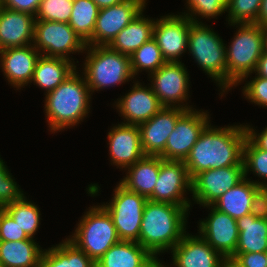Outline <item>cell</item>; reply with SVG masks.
I'll use <instances>...</instances> for the list:
<instances>
[{
	"label": "cell",
	"instance_id": "obj_1",
	"mask_svg": "<svg viewBox=\"0 0 267 267\" xmlns=\"http://www.w3.org/2000/svg\"><path fill=\"white\" fill-rule=\"evenodd\" d=\"M210 122L183 161L191 180L200 172L244 165L243 146L247 139L245 125L218 127Z\"/></svg>",
	"mask_w": 267,
	"mask_h": 267
},
{
	"label": "cell",
	"instance_id": "obj_2",
	"mask_svg": "<svg viewBox=\"0 0 267 267\" xmlns=\"http://www.w3.org/2000/svg\"><path fill=\"white\" fill-rule=\"evenodd\" d=\"M189 214L190 211L183 206L147 200L142 216L139 244L153 257L168 253L187 232Z\"/></svg>",
	"mask_w": 267,
	"mask_h": 267
},
{
	"label": "cell",
	"instance_id": "obj_3",
	"mask_svg": "<svg viewBox=\"0 0 267 267\" xmlns=\"http://www.w3.org/2000/svg\"><path fill=\"white\" fill-rule=\"evenodd\" d=\"M90 99L85 78L76 69L56 89L45 94V119L50 132L55 134L81 124L89 115Z\"/></svg>",
	"mask_w": 267,
	"mask_h": 267
},
{
	"label": "cell",
	"instance_id": "obj_4",
	"mask_svg": "<svg viewBox=\"0 0 267 267\" xmlns=\"http://www.w3.org/2000/svg\"><path fill=\"white\" fill-rule=\"evenodd\" d=\"M236 33L229 45L225 44L227 92L241 80H248L254 73L258 61L263 53V32L260 25L229 24Z\"/></svg>",
	"mask_w": 267,
	"mask_h": 267
},
{
	"label": "cell",
	"instance_id": "obj_5",
	"mask_svg": "<svg viewBox=\"0 0 267 267\" xmlns=\"http://www.w3.org/2000/svg\"><path fill=\"white\" fill-rule=\"evenodd\" d=\"M84 53L82 75L89 87L91 95L95 91L109 89L132 82L136 79L131 70L130 57L123 55L109 46L87 45Z\"/></svg>",
	"mask_w": 267,
	"mask_h": 267
},
{
	"label": "cell",
	"instance_id": "obj_6",
	"mask_svg": "<svg viewBox=\"0 0 267 267\" xmlns=\"http://www.w3.org/2000/svg\"><path fill=\"white\" fill-rule=\"evenodd\" d=\"M210 26L191 22L187 51L201 70L215 81L222 97L227 93L225 43Z\"/></svg>",
	"mask_w": 267,
	"mask_h": 267
},
{
	"label": "cell",
	"instance_id": "obj_7",
	"mask_svg": "<svg viewBox=\"0 0 267 267\" xmlns=\"http://www.w3.org/2000/svg\"><path fill=\"white\" fill-rule=\"evenodd\" d=\"M88 208L67 238L96 262L121 240L111 216L101 205Z\"/></svg>",
	"mask_w": 267,
	"mask_h": 267
},
{
	"label": "cell",
	"instance_id": "obj_8",
	"mask_svg": "<svg viewBox=\"0 0 267 267\" xmlns=\"http://www.w3.org/2000/svg\"><path fill=\"white\" fill-rule=\"evenodd\" d=\"M147 200L146 197L128 190L119 182L113 189L109 203H101L111 216L121 241L139 243L142 216Z\"/></svg>",
	"mask_w": 267,
	"mask_h": 267
},
{
	"label": "cell",
	"instance_id": "obj_9",
	"mask_svg": "<svg viewBox=\"0 0 267 267\" xmlns=\"http://www.w3.org/2000/svg\"><path fill=\"white\" fill-rule=\"evenodd\" d=\"M33 46L46 57H60L70 61L71 54L83 53L86 44L65 22L35 21Z\"/></svg>",
	"mask_w": 267,
	"mask_h": 267
},
{
	"label": "cell",
	"instance_id": "obj_10",
	"mask_svg": "<svg viewBox=\"0 0 267 267\" xmlns=\"http://www.w3.org/2000/svg\"><path fill=\"white\" fill-rule=\"evenodd\" d=\"M153 93L158 97L163 107H178L190 110L194 107L189 105V73L184 63L166 62L156 72L149 75Z\"/></svg>",
	"mask_w": 267,
	"mask_h": 267
},
{
	"label": "cell",
	"instance_id": "obj_11",
	"mask_svg": "<svg viewBox=\"0 0 267 267\" xmlns=\"http://www.w3.org/2000/svg\"><path fill=\"white\" fill-rule=\"evenodd\" d=\"M187 192H192V181L184 162L164 160L160 157L157 182L153 193L147 199L183 206L189 211L192 201L187 197Z\"/></svg>",
	"mask_w": 267,
	"mask_h": 267
},
{
	"label": "cell",
	"instance_id": "obj_12",
	"mask_svg": "<svg viewBox=\"0 0 267 267\" xmlns=\"http://www.w3.org/2000/svg\"><path fill=\"white\" fill-rule=\"evenodd\" d=\"M210 119L209 112L203 109L186 110L177 119L160 157L164 160L184 161Z\"/></svg>",
	"mask_w": 267,
	"mask_h": 267
},
{
	"label": "cell",
	"instance_id": "obj_13",
	"mask_svg": "<svg viewBox=\"0 0 267 267\" xmlns=\"http://www.w3.org/2000/svg\"><path fill=\"white\" fill-rule=\"evenodd\" d=\"M244 165L209 169L198 173L192 181V201L200 206L212 205L230 188L244 179Z\"/></svg>",
	"mask_w": 267,
	"mask_h": 267
},
{
	"label": "cell",
	"instance_id": "obj_14",
	"mask_svg": "<svg viewBox=\"0 0 267 267\" xmlns=\"http://www.w3.org/2000/svg\"><path fill=\"white\" fill-rule=\"evenodd\" d=\"M178 14L168 13L155 19L153 39L166 62H181L182 55L188 52V36L192 21L187 16Z\"/></svg>",
	"mask_w": 267,
	"mask_h": 267
},
{
	"label": "cell",
	"instance_id": "obj_15",
	"mask_svg": "<svg viewBox=\"0 0 267 267\" xmlns=\"http://www.w3.org/2000/svg\"><path fill=\"white\" fill-rule=\"evenodd\" d=\"M209 209L208 217L198 222V234L225 259H229L236 250L239 231L236 219L219 211L213 205L203 206Z\"/></svg>",
	"mask_w": 267,
	"mask_h": 267
},
{
	"label": "cell",
	"instance_id": "obj_16",
	"mask_svg": "<svg viewBox=\"0 0 267 267\" xmlns=\"http://www.w3.org/2000/svg\"><path fill=\"white\" fill-rule=\"evenodd\" d=\"M147 0H125L101 8L92 35V46H108L116 35L146 9Z\"/></svg>",
	"mask_w": 267,
	"mask_h": 267
},
{
	"label": "cell",
	"instance_id": "obj_17",
	"mask_svg": "<svg viewBox=\"0 0 267 267\" xmlns=\"http://www.w3.org/2000/svg\"><path fill=\"white\" fill-rule=\"evenodd\" d=\"M133 86L125 95L115 101L114 106L122 117L121 123L137 125L151 119L163 106L153 93L151 86L142 85L138 79L133 80Z\"/></svg>",
	"mask_w": 267,
	"mask_h": 267
},
{
	"label": "cell",
	"instance_id": "obj_18",
	"mask_svg": "<svg viewBox=\"0 0 267 267\" xmlns=\"http://www.w3.org/2000/svg\"><path fill=\"white\" fill-rule=\"evenodd\" d=\"M111 165L125 170L145 156L137 125L113 124L107 134Z\"/></svg>",
	"mask_w": 267,
	"mask_h": 267
},
{
	"label": "cell",
	"instance_id": "obj_19",
	"mask_svg": "<svg viewBox=\"0 0 267 267\" xmlns=\"http://www.w3.org/2000/svg\"><path fill=\"white\" fill-rule=\"evenodd\" d=\"M190 234L186 232L170 251L172 264L165 267H222L226 259L199 234Z\"/></svg>",
	"mask_w": 267,
	"mask_h": 267
},
{
	"label": "cell",
	"instance_id": "obj_20",
	"mask_svg": "<svg viewBox=\"0 0 267 267\" xmlns=\"http://www.w3.org/2000/svg\"><path fill=\"white\" fill-rule=\"evenodd\" d=\"M185 111L178 107H162L151 119L138 126L145 155L160 156L164 152L177 119Z\"/></svg>",
	"mask_w": 267,
	"mask_h": 267
},
{
	"label": "cell",
	"instance_id": "obj_21",
	"mask_svg": "<svg viewBox=\"0 0 267 267\" xmlns=\"http://www.w3.org/2000/svg\"><path fill=\"white\" fill-rule=\"evenodd\" d=\"M40 52L33 44L0 50V69L10 86L21 90L31 85L33 72Z\"/></svg>",
	"mask_w": 267,
	"mask_h": 267
},
{
	"label": "cell",
	"instance_id": "obj_22",
	"mask_svg": "<svg viewBox=\"0 0 267 267\" xmlns=\"http://www.w3.org/2000/svg\"><path fill=\"white\" fill-rule=\"evenodd\" d=\"M35 16L0 7V50L33 44Z\"/></svg>",
	"mask_w": 267,
	"mask_h": 267
},
{
	"label": "cell",
	"instance_id": "obj_23",
	"mask_svg": "<svg viewBox=\"0 0 267 267\" xmlns=\"http://www.w3.org/2000/svg\"><path fill=\"white\" fill-rule=\"evenodd\" d=\"M160 170V156L145 155L124 171L119 182L128 190L148 198L154 190Z\"/></svg>",
	"mask_w": 267,
	"mask_h": 267
},
{
	"label": "cell",
	"instance_id": "obj_24",
	"mask_svg": "<svg viewBox=\"0 0 267 267\" xmlns=\"http://www.w3.org/2000/svg\"><path fill=\"white\" fill-rule=\"evenodd\" d=\"M73 61L60 57L40 55L35 65L31 83L44 90V95L56 89L77 68Z\"/></svg>",
	"mask_w": 267,
	"mask_h": 267
},
{
	"label": "cell",
	"instance_id": "obj_25",
	"mask_svg": "<svg viewBox=\"0 0 267 267\" xmlns=\"http://www.w3.org/2000/svg\"><path fill=\"white\" fill-rule=\"evenodd\" d=\"M144 10L124 27L108 45L123 55L130 57L134 51L153 38L155 18L145 17Z\"/></svg>",
	"mask_w": 267,
	"mask_h": 267
},
{
	"label": "cell",
	"instance_id": "obj_26",
	"mask_svg": "<svg viewBox=\"0 0 267 267\" xmlns=\"http://www.w3.org/2000/svg\"><path fill=\"white\" fill-rule=\"evenodd\" d=\"M239 231L234 260L241 253L267 252V220L254 217L251 213L237 220Z\"/></svg>",
	"mask_w": 267,
	"mask_h": 267
},
{
	"label": "cell",
	"instance_id": "obj_27",
	"mask_svg": "<svg viewBox=\"0 0 267 267\" xmlns=\"http://www.w3.org/2000/svg\"><path fill=\"white\" fill-rule=\"evenodd\" d=\"M154 257L138 242L120 241L95 262L96 267H145Z\"/></svg>",
	"mask_w": 267,
	"mask_h": 267
},
{
	"label": "cell",
	"instance_id": "obj_28",
	"mask_svg": "<svg viewBox=\"0 0 267 267\" xmlns=\"http://www.w3.org/2000/svg\"><path fill=\"white\" fill-rule=\"evenodd\" d=\"M35 240L0 241V266L40 267L44 249Z\"/></svg>",
	"mask_w": 267,
	"mask_h": 267
},
{
	"label": "cell",
	"instance_id": "obj_29",
	"mask_svg": "<svg viewBox=\"0 0 267 267\" xmlns=\"http://www.w3.org/2000/svg\"><path fill=\"white\" fill-rule=\"evenodd\" d=\"M259 187L250 178L245 177L239 184L230 188L212 205L219 211L237 220L244 215L250 214L252 198Z\"/></svg>",
	"mask_w": 267,
	"mask_h": 267
},
{
	"label": "cell",
	"instance_id": "obj_30",
	"mask_svg": "<svg viewBox=\"0 0 267 267\" xmlns=\"http://www.w3.org/2000/svg\"><path fill=\"white\" fill-rule=\"evenodd\" d=\"M40 267H96L95 262L67 237L44 249Z\"/></svg>",
	"mask_w": 267,
	"mask_h": 267
},
{
	"label": "cell",
	"instance_id": "obj_31",
	"mask_svg": "<svg viewBox=\"0 0 267 267\" xmlns=\"http://www.w3.org/2000/svg\"><path fill=\"white\" fill-rule=\"evenodd\" d=\"M100 8L92 0H74L69 26L86 45L92 46V35Z\"/></svg>",
	"mask_w": 267,
	"mask_h": 267
},
{
	"label": "cell",
	"instance_id": "obj_32",
	"mask_svg": "<svg viewBox=\"0 0 267 267\" xmlns=\"http://www.w3.org/2000/svg\"><path fill=\"white\" fill-rule=\"evenodd\" d=\"M28 200L24 195L19 201L12 202L3 209L30 238L34 239L40 228L41 212L36 203Z\"/></svg>",
	"mask_w": 267,
	"mask_h": 267
},
{
	"label": "cell",
	"instance_id": "obj_33",
	"mask_svg": "<svg viewBox=\"0 0 267 267\" xmlns=\"http://www.w3.org/2000/svg\"><path fill=\"white\" fill-rule=\"evenodd\" d=\"M131 70L136 78L139 72L145 71L148 76L156 72L162 65L166 63L163 58L160 48L158 47L156 41L151 38L149 41L145 42L140 48H138L130 56Z\"/></svg>",
	"mask_w": 267,
	"mask_h": 267
},
{
	"label": "cell",
	"instance_id": "obj_34",
	"mask_svg": "<svg viewBox=\"0 0 267 267\" xmlns=\"http://www.w3.org/2000/svg\"><path fill=\"white\" fill-rule=\"evenodd\" d=\"M244 177L253 172L262 181L251 180L258 186H267V151L258 148L248 137L243 146Z\"/></svg>",
	"mask_w": 267,
	"mask_h": 267
},
{
	"label": "cell",
	"instance_id": "obj_35",
	"mask_svg": "<svg viewBox=\"0 0 267 267\" xmlns=\"http://www.w3.org/2000/svg\"><path fill=\"white\" fill-rule=\"evenodd\" d=\"M228 0H186V11L181 14L187 16L192 22L202 23L203 19H217L225 13ZM200 18H198V17ZM198 19V20H197Z\"/></svg>",
	"mask_w": 267,
	"mask_h": 267
},
{
	"label": "cell",
	"instance_id": "obj_36",
	"mask_svg": "<svg viewBox=\"0 0 267 267\" xmlns=\"http://www.w3.org/2000/svg\"><path fill=\"white\" fill-rule=\"evenodd\" d=\"M262 0H228L226 13L228 24L255 23Z\"/></svg>",
	"mask_w": 267,
	"mask_h": 267
},
{
	"label": "cell",
	"instance_id": "obj_37",
	"mask_svg": "<svg viewBox=\"0 0 267 267\" xmlns=\"http://www.w3.org/2000/svg\"><path fill=\"white\" fill-rule=\"evenodd\" d=\"M74 0H41L35 14V21H56L69 23Z\"/></svg>",
	"mask_w": 267,
	"mask_h": 267
},
{
	"label": "cell",
	"instance_id": "obj_38",
	"mask_svg": "<svg viewBox=\"0 0 267 267\" xmlns=\"http://www.w3.org/2000/svg\"><path fill=\"white\" fill-rule=\"evenodd\" d=\"M0 155V208L19 201L25 194Z\"/></svg>",
	"mask_w": 267,
	"mask_h": 267
},
{
	"label": "cell",
	"instance_id": "obj_39",
	"mask_svg": "<svg viewBox=\"0 0 267 267\" xmlns=\"http://www.w3.org/2000/svg\"><path fill=\"white\" fill-rule=\"evenodd\" d=\"M250 79L252 80H241L236 86L244 84L245 81L244 86H241L245 99H248L250 103L267 108V79L257 75Z\"/></svg>",
	"mask_w": 267,
	"mask_h": 267
},
{
	"label": "cell",
	"instance_id": "obj_40",
	"mask_svg": "<svg viewBox=\"0 0 267 267\" xmlns=\"http://www.w3.org/2000/svg\"><path fill=\"white\" fill-rule=\"evenodd\" d=\"M33 239L30 238L11 216L3 209L0 208V241H21Z\"/></svg>",
	"mask_w": 267,
	"mask_h": 267
},
{
	"label": "cell",
	"instance_id": "obj_41",
	"mask_svg": "<svg viewBox=\"0 0 267 267\" xmlns=\"http://www.w3.org/2000/svg\"><path fill=\"white\" fill-rule=\"evenodd\" d=\"M250 213L256 218L267 220V186H260L255 191Z\"/></svg>",
	"mask_w": 267,
	"mask_h": 267
},
{
	"label": "cell",
	"instance_id": "obj_42",
	"mask_svg": "<svg viewBox=\"0 0 267 267\" xmlns=\"http://www.w3.org/2000/svg\"><path fill=\"white\" fill-rule=\"evenodd\" d=\"M233 262L239 267H267V252L241 253Z\"/></svg>",
	"mask_w": 267,
	"mask_h": 267
},
{
	"label": "cell",
	"instance_id": "obj_43",
	"mask_svg": "<svg viewBox=\"0 0 267 267\" xmlns=\"http://www.w3.org/2000/svg\"><path fill=\"white\" fill-rule=\"evenodd\" d=\"M41 0H1V6L35 16Z\"/></svg>",
	"mask_w": 267,
	"mask_h": 267
},
{
	"label": "cell",
	"instance_id": "obj_44",
	"mask_svg": "<svg viewBox=\"0 0 267 267\" xmlns=\"http://www.w3.org/2000/svg\"><path fill=\"white\" fill-rule=\"evenodd\" d=\"M245 125L247 137L260 149L267 151V127L263 128L260 133L251 125ZM257 131V132H256Z\"/></svg>",
	"mask_w": 267,
	"mask_h": 267
},
{
	"label": "cell",
	"instance_id": "obj_45",
	"mask_svg": "<svg viewBox=\"0 0 267 267\" xmlns=\"http://www.w3.org/2000/svg\"><path fill=\"white\" fill-rule=\"evenodd\" d=\"M254 73L267 79V52L263 51Z\"/></svg>",
	"mask_w": 267,
	"mask_h": 267
},
{
	"label": "cell",
	"instance_id": "obj_46",
	"mask_svg": "<svg viewBox=\"0 0 267 267\" xmlns=\"http://www.w3.org/2000/svg\"><path fill=\"white\" fill-rule=\"evenodd\" d=\"M261 27L267 26V0H262L257 21L254 23Z\"/></svg>",
	"mask_w": 267,
	"mask_h": 267
},
{
	"label": "cell",
	"instance_id": "obj_47",
	"mask_svg": "<svg viewBox=\"0 0 267 267\" xmlns=\"http://www.w3.org/2000/svg\"><path fill=\"white\" fill-rule=\"evenodd\" d=\"M92 1L101 9L122 3L125 0H92Z\"/></svg>",
	"mask_w": 267,
	"mask_h": 267
},
{
	"label": "cell",
	"instance_id": "obj_48",
	"mask_svg": "<svg viewBox=\"0 0 267 267\" xmlns=\"http://www.w3.org/2000/svg\"><path fill=\"white\" fill-rule=\"evenodd\" d=\"M145 267H165V263L159 257H154Z\"/></svg>",
	"mask_w": 267,
	"mask_h": 267
},
{
	"label": "cell",
	"instance_id": "obj_49",
	"mask_svg": "<svg viewBox=\"0 0 267 267\" xmlns=\"http://www.w3.org/2000/svg\"><path fill=\"white\" fill-rule=\"evenodd\" d=\"M263 32V50L267 52V26L262 27Z\"/></svg>",
	"mask_w": 267,
	"mask_h": 267
},
{
	"label": "cell",
	"instance_id": "obj_50",
	"mask_svg": "<svg viewBox=\"0 0 267 267\" xmlns=\"http://www.w3.org/2000/svg\"><path fill=\"white\" fill-rule=\"evenodd\" d=\"M222 267H239L238 265H236L232 260L230 259H226L223 263Z\"/></svg>",
	"mask_w": 267,
	"mask_h": 267
}]
</instances>
